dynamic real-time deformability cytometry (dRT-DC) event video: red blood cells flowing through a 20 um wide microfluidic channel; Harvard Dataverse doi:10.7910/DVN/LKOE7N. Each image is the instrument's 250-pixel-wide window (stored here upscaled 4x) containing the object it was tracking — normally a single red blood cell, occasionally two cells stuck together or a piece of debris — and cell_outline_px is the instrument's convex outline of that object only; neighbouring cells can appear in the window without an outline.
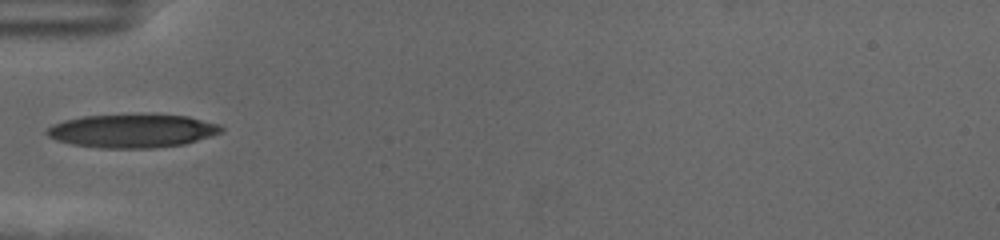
{"species": "human", "species_latin": "Homo sapiens", "temperature_condition": "cold", "stored_images_in_passage": 39, "camera_frame_rate_fps": 3000, "um_per_image_px": 0.085, "donor": {"sex": "female"}, "frame": {"image": 1, "passage_image": 1, "time_ms": 0.0, "image_size_px": [1000, 240], "cell_outline_px": [[224, 132], [212, 136], [184, 144], [152, 148], [100, 148], [72, 144], [56, 140], [48, 136], [44, 132], [52, 124], [64, 120], [84, 116], [188, 116], [220, 124], [224, 128]], "centroid_in_image_um": [11.26, 11.15], "position_along_channel_um": 73.7, "area_um2": 33.52}}
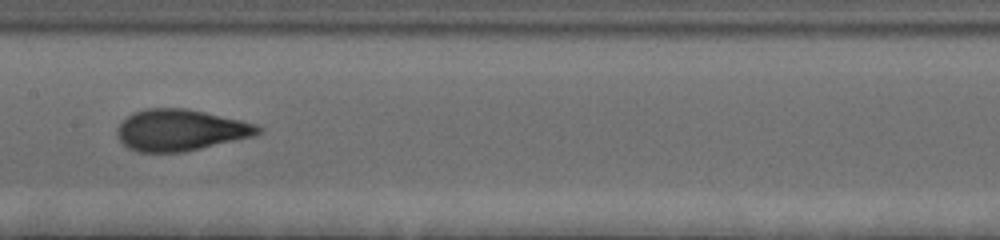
{"frame": {"image": 2, "passage_image": 11, "time_ms": 3.333, "image_size_px": [1000, 240], "cell_outline_px": [[264, 132], [256, 136], [184, 152], [136, 152], [128, 148], [120, 140], [116, 132], [116, 128], [128, 116], [144, 108], [188, 108], [240, 120], [256, 124], [264, 128]], "centroid_in_image_um": [15.38, 11.06], "position_along_channel_um": 192.0, "area_um2": 34.22}}
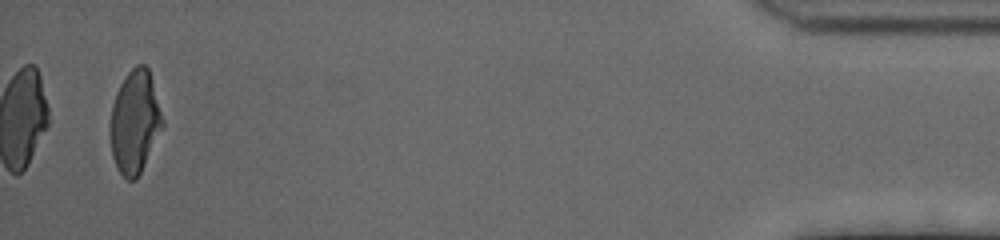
{"frame": {"image": 3, "passage_image": 37, "time_ms": 12.0, "image_size_px": [1000, 240], "cell_outline_px": [[164, 128], [136, 180], [128, 180], [120, 172], [112, 156], [112, 104], [116, 92], [124, 76], [136, 64], [144, 64], [148, 68], [152, 80], [164, 120]], "centroid_in_image_um": [11.5, 10.34], "position_along_channel_um": 423.7, "area_um2": 31.04}, "authors_computed_cell_mechanics": {"area_um2": 33.1194, "velocity_mm_per_s": 3.5299, "shape_relaxation_time_tau1_ms": 3.0703, "shape_relaxation_time_tau2_ms": 0.8988, "deformation_change_tau1": 0.1771, "deformation_change_tau2": 0.0736}}